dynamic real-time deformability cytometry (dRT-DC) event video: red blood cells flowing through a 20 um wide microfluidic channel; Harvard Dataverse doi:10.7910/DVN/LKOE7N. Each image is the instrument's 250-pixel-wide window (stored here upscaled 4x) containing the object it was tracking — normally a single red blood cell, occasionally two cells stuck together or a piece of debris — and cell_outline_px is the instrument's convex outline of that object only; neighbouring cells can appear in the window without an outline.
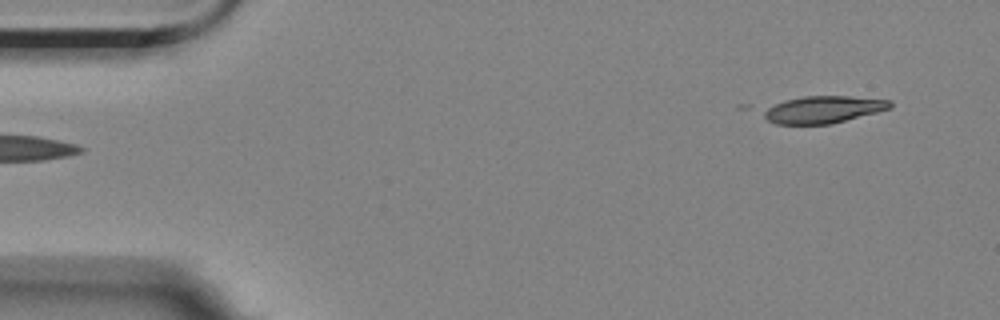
{"species": "Egyptian fruit bat (a non-hibernating species)", "species_latin": "Rousettus aegyptiacus", "temperature_condition": "room temperature", "stored_images_in_passage": 4, "segment_of_instrument_passage": [2, 2], "camera_frame_rate_fps": 3000, "um_per_image_px": 0.085, "animal": {"sex": "female"}, "frame": {"image": 1, "passage_image": 4, "time_ms": 4.0, "image_size_px": [1000, 320], "cell_outline_px": [[892, 108], [832, 124], [776, 124], [768, 120], [764, 116], [764, 112], [768, 108], [776, 104], [788, 100], [804, 96], [848, 96], [892, 100]], "centroid_in_image_um": [70.05, 9.31], "position_along_channel_um": 14.9, "area_um2": 19.77}}